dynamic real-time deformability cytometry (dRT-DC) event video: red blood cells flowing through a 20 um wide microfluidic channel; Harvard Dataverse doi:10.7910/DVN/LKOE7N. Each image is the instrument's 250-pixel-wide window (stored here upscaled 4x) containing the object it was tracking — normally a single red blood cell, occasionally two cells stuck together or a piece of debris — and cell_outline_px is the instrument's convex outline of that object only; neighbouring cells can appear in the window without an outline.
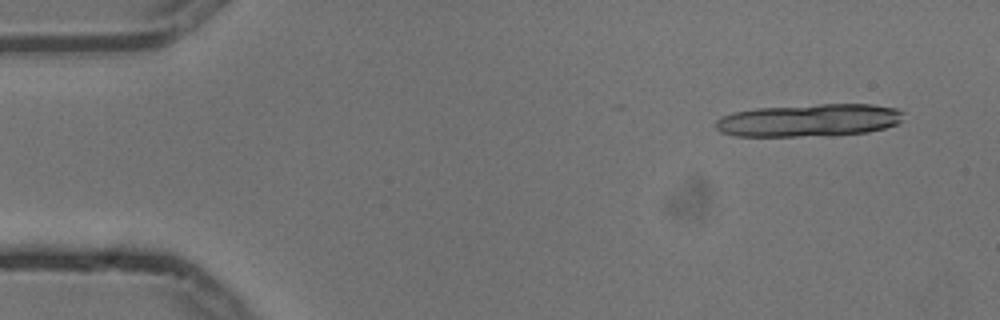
{"species": "common noctule bat (a hibernating species)", "species_latin": "Nyctalus noctula", "temperature_condition": "cold", "stored_images_in_passage": 6, "camera_frame_rate_fps": 3000, "um_per_image_px": 0.085, "animal": {"sex": "male", "body_mass_g": 13.3}, "frame": {"image": 1, "passage_image": 2, "time_ms": 0.333, "image_size_px": [1000, 320], "cell_outline_px": [[904, 112], [900, 120], [896, 124], [884, 128], [868, 132], [796, 136], [736, 136], [720, 132], [716, 128], [716, 120], [724, 116], [736, 112], [760, 108], [820, 104], [872, 104], [896, 108]], "centroid_in_image_um": [68.78, 10.21], "position_along_channel_um": 16.2, "area_um2": 35.2}}
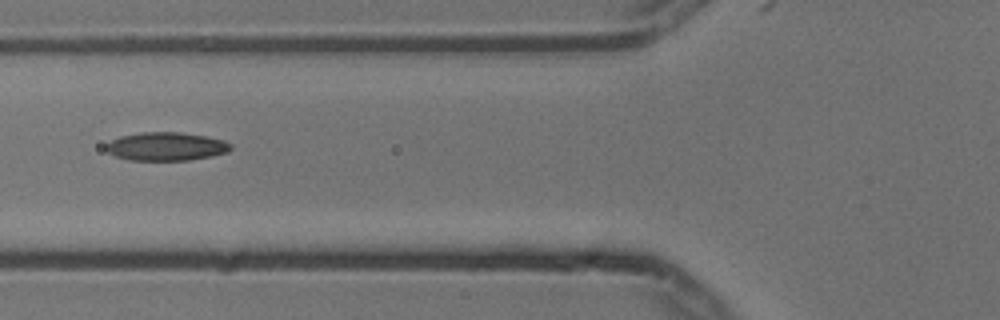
{"frame": {"image": 2, "passage_image": 6, "time_ms": 1.667, "image_size_px": [1000, 320], "cell_outline_px": [[232, 148], [228, 152], [212, 156], [188, 160], [128, 160], [116, 156], [108, 152], [104, 148], [112, 140], [120, 136], [140, 132], [180, 132], [208, 136], [224, 140], [232, 144]], "centroid_in_image_um": [14.16, 12.44], "position_along_channel_um": 111.6, "area_um2": 20.75}}